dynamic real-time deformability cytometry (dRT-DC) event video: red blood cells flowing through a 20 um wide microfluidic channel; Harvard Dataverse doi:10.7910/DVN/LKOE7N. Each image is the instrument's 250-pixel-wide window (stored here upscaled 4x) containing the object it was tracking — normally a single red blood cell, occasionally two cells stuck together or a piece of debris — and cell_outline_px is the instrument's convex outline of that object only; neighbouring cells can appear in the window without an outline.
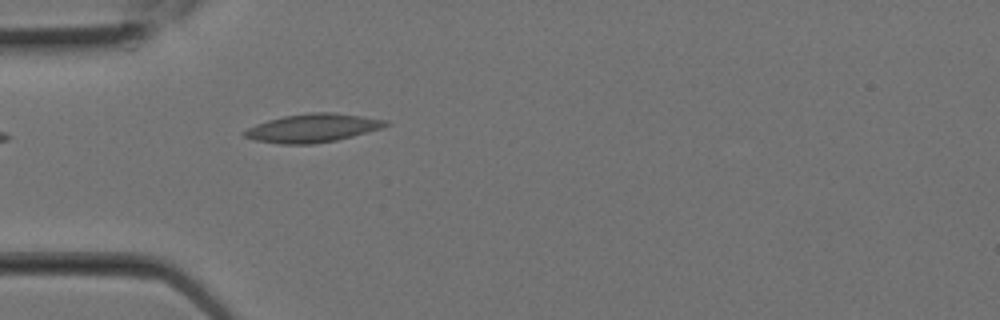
{"species": "Egyptian fruit bat (a non-hibernating species)", "species_latin": "Rousettus aegyptiacus", "temperature_condition": "room temperature", "stored_images_in_passage": 2, "camera_frame_rate_fps": 3000, "um_per_image_px": 0.085, "animal": {"sex": "female"}, "frame": {"image": 1, "passage_image": 2, "time_ms": 0.333, "image_size_px": [1000, 320], "cell_outline_px": [[392, 124], [380, 128], [352, 136], [336, 140], [312, 144], [280, 144], [256, 140], [244, 136], [240, 132], [256, 124], [268, 120], [284, 116], [308, 112], [332, 112], [388, 120]], "centroid_in_image_um": [26.56, 10.88], "position_along_channel_um": 58.4, "area_um2": 23.29}}